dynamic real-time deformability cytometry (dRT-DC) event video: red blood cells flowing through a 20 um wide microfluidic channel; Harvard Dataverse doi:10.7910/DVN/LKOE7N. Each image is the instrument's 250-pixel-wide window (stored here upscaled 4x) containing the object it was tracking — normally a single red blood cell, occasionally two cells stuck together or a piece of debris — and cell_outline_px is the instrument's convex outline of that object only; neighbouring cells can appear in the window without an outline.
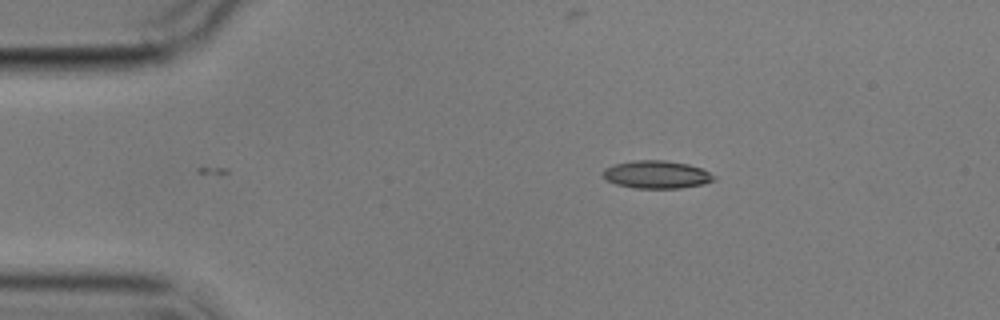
{"species": "common noctule bat (a hibernating species)", "species_latin": "Nyctalus noctula", "temperature_condition": "cold", "stored_images_in_passage": 2, "camera_frame_rate_fps": 3000, "um_per_image_px": 0.085, "animal": {"sex": "male", "body_mass_g": 17.9}, "frame": {"image": 1, "passage_image": 2, "time_ms": 1.333, "image_size_px": [1000, 320], "cell_outline_px": [[716, 180], [704, 184], [680, 188], [636, 188], [616, 184], [608, 180], [604, 176], [604, 168], [616, 164], [636, 160], [664, 160], [688, 164], [700, 168], [716, 176]], "centroid_in_image_um": [55.86, 14.84], "position_along_channel_um": 29.1, "area_um2": 17.8}}